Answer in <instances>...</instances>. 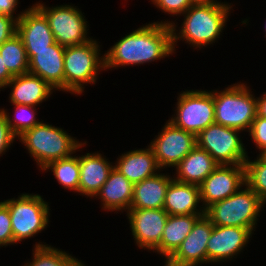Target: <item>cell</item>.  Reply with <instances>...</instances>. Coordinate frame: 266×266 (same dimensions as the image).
<instances>
[{
    "instance_id": "cell-1",
    "label": "cell",
    "mask_w": 266,
    "mask_h": 266,
    "mask_svg": "<svg viewBox=\"0 0 266 266\" xmlns=\"http://www.w3.org/2000/svg\"><path fill=\"white\" fill-rule=\"evenodd\" d=\"M174 51L170 24L165 21L149 23L122 37L104 54L105 69L149 63L172 55Z\"/></svg>"
},
{
    "instance_id": "cell-2",
    "label": "cell",
    "mask_w": 266,
    "mask_h": 266,
    "mask_svg": "<svg viewBox=\"0 0 266 266\" xmlns=\"http://www.w3.org/2000/svg\"><path fill=\"white\" fill-rule=\"evenodd\" d=\"M232 6L222 3H197L193 4L184 14L182 30L176 33L175 23L170 21L172 30V46L175 49L177 39L185 40L187 43L196 47L207 46L220 36L228 14ZM179 34V35H178Z\"/></svg>"
},
{
    "instance_id": "cell-3",
    "label": "cell",
    "mask_w": 266,
    "mask_h": 266,
    "mask_svg": "<svg viewBox=\"0 0 266 266\" xmlns=\"http://www.w3.org/2000/svg\"><path fill=\"white\" fill-rule=\"evenodd\" d=\"M27 150L43 170L49 163L72 156L86 144L76 141L61 128L43 123L24 131L19 137ZM81 143V144H80Z\"/></svg>"
},
{
    "instance_id": "cell-4",
    "label": "cell",
    "mask_w": 266,
    "mask_h": 266,
    "mask_svg": "<svg viewBox=\"0 0 266 266\" xmlns=\"http://www.w3.org/2000/svg\"><path fill=\"white\" fill-rule=\"evenodd\" d=\"M245 186L246 189H240L205 209V216L213 225L255 229L264 203L247 184Z\"/></svg>"
},
{
    "instance_id": "cell-5",
    "label": "cell",
    "mask_w": 266,
    "mask_h": 266,
    "mask_svg": "<svg viewBox=\"0 0 266 266\" xmlns=\"http://www.w3.org/2000/svg\"><path fill=\"white\" fill-rule=\"evenodd\" d=\"M249 87L234 84L223 91H211L214 101L215 123L249 132L257 115V99Z\"/></svg>"
},
{
    "instance_id": "cell-6",
    "label": "cell",
    "mask_w": 266,
    "mask_h": 266,
    "mask_svg": "<svg viewBox=\"0 0 266 266\" xmlns=\"http://www.w3.org/2000/svg\"><path fill=\"white\" fill-rule=\"evenodd\" d=\"M96 40L65 47L64 52V92L80 94L83 84L96 82L99 69H105V57L100 55Z\"/></svg>"
},
{
    "instance_id": "cell-7",
    "label": "cell",
    "mask_w": 266,
    "mask_h": 266,
    "mask_svg": "<svg viewBox=\"0 0 266 266\" xmlns=\"http://www.w3.org/2000/svg\"><path fill=\"white\" fill-rule=\"evenodd\" d=\"M3 202L9 209L15 243L35 236L47 227L50 209L40 195L22 194L18 199Z\"/></svg>"
},
{
    "instance_id": "cell-8",
    "label": "cell",
    "mask_w": 266,
    "mask_h": 266,
    "mask_svg": "<svg viewBox=\"0 0 266 266\" xmlns=\"http://www.w3.org/2000/svg\"><path fill=\"white\" fill-rule=\"evenodd\" d=\"M240 131L213 123L196 135L197 146L207 151L219 165L245 164L248 156Z\"/></svg>"
},
{
    "instance_id": "cell-9",
    "label": "cell",
    "mask_w": 266,
    "mask_h": 266,
    "mask_svg": "<svg viewBox=\"0 0 266 266\" xmlns=\"http://www.w3.org/2000/svg\"><path fill=\"white\" fill-rule=\"evenodd\" d=\"M177 99L176 116L168 120L174 126L198 135L215 123L212 92L189 90L181 93Z\"/></svg>"
},
{
    "instance_id": "cell-10",
    "label": "cell",
    "mask_w": 266,
    "mask_h": 266,
    "mask_svg": "<svg viewBox=\"0 0 266 266\" xmlns=\"http://www.w3.org/2000/svg\"><path fill=\"white\" fill-rule=\"evenodd\" d=\"M35 6L47 18L55 42L64 47L81 45L91 40L87 35V21L79 9L71 5L47 8L43 3Z\"/></svg>"
},
{
    "instance_id": "cell-11",
    "label": "cell",
    "mask_w": 266,
    "mask_h": 266,
    "mask_svg": "<svg viewBox=\"0 0 266 266\" xmlns=\"http://www.w3.org/2000/svg\"><path fill=\"white\" fill-rule=\"evenodd\" d=\"M150 147L160 168L175 167L197 146L196 135L168 121ZM164 167V168H163Z\"/></svg>"
},
{
    "instance_id": "cell-12",
    "label": "cell",
    "mask_w": 266,
    "mask_h": 266,
    "mask_svg": "<svg viewBox=\"0 0 266 266\" xmlns=\"http://www.w3.org/2000/svg\"><path fill=\"white\" fill-rule=\"evenodd\" d=\"M245 165H218L199 185L201 201L206 209L224 200L245 186Z\"/></svg>"
},
{
    "instance_id": "cell-13",
    "label": "cell",
    "mask_w": 266,
    "mask_h": 266,
    "mask_svg": "<svg viewBox=\"0 0 266 266\" xmlns=\"http://www.w3.org/2000/svg\"><path fill=\"white\" fill-rule=\"evenodd\" d=\"M132 235L138 247L154 250L160 245L169 214L163 209L130 208L127 211Z\"/></svg>"
},
{
    "instance_id": "cell-14",
    "label": "cell",
    "mask_w": 266,
    "mask_h": 266,
    "mask_svg": "<svg viewBox=\"0 0 266 266\" xmlns=\"http://www.w3.org/2000/svg\"><path fill=\"white\" fill-rule=\"evenodd\" d=\"M252 233L249 228L214 225L206 247L207 263L230 260L243 250Z\"/></svg>"
},
{
    "instance_id": "cell-15",
    "label": "cell",
    "mask_w": 266,
    "mask_h": 266,
    "mask_svg": "<svg viewBox=\"0 0 266 266\" xmlns=\"http://www.w3.org/2000/svg\"><path fill=\"white\" fill-rule=\"evenodd\" d=\"M213 227L205 215L201 216L181 246L168 260L178 266H197L200 263H207L206 247Z\"/></svg>"
},
{
    "instance_id": "cell-16",
    "label": "cell",
    "mask_w": 266,
    "mask_h": 266,
    "mask_svg": "<svg viewBox=\"0 0 266 266\" xmlns=\"http://www.w3.org/2000/svg\"><path fill=\"white\" fill-rule=\"evenodd\" d=\"M65 47L57 42L42 51H26L29 73L41 77L53 89L64 91Z\"/></svg>"
},
{
    "instance_id": "cell-17",
    "label": "cell",
    "mask_w": 266,
    "mask_h": 266,
    "mask_svg": "<svg viewBox=\"0 0 266 266\" xmlns=\"http://www.w3.org/2000/svg\"><path fill=\"white\" fill-rule=\"evenodd\" d=\"M18 18L17 34L26 51H42L55 43L47 18L36 6L24 10Z\"/></svg>"
},
{
    "instance_id": "cell-18",
    "label": "cell",
    "mask_w": 266,
    "mask_h": 266,
    "mask_svg": "<svg viewBox=\"0 0 266 266\" xmlns=\"http://www.w3.org/2000/svg\"><path fill=\"white\" fill-rule=\"evenodd\" d=\"M199 185L184 183L172 178L166 191L163 209L169 215L205 214L197 209L200 203Z\"/></svg>"
},
{
    "instance_id": "cell-19",
    "label": "cell",
    "mask_w": 266,
    "mask_h": 266,
    "mask_svg": "<svg viewBox=\"0 0 266 266\" xmlns=\"http://www.w3.org/2000/svg\"><path fill=\"white\" fill-rule=\"evenodd\" d=\"M13 87L10 93L12 104H22L28 106H37L47 99L53 88L41 77L25 73L14 76L6 87Z\"/></svg>"
},
{
    "instance_id": "cell-20",
    "label": "cell",
    "mask_w": 266,
    "mask_h": 266,
    "mask_svg": "<svg viewBox=\"0 0 266 266\" xmlns=\"http://www.w3.org/2000/svg\"><path fill=\"white\" fill-rule=\"evenodd\" d=\"M100 153H87L79 156V193L94 197L106 182L114 166Z\"/></svg>"
},
{
    "instance_id": "cell-21",
    "label": "cell",
    "mask_w": 266,
    "mask_h": 266,
    "mask_svg": "<svg viewBox=\"0 0 266 266\" xmlns=\"http://www.w3.org/2000/svg\"><path fill=\"white\" fill-rule=\"evenodd\" d=\"M114 168L133 184L155 176L161 169L150 146L122 154Z\"/></svg>"
},
{
    "instance_id": "cell-22",
    "label": "cell",
    "mask_w": 266,
    "mask_h": 266,
    "mask_svg": "<svg viewBox=\"0 0 266 266\" xmlns=\"http://www.w3.org/2000/svg\"><path fill=\"white\" fill-rule=\"evenodd\" d=\"M134 184L131 183L123 174L113 167L109 176L95 195L101 198L103 209L119 211L130 209L133 198Z\"/></svg>"
},
{
    "instance_id": "cell-23",
    "label": "cell",
    "mask_w": 266,
    "mask_h": 266,
    "mask_svg": "<svg viewBox=\"0 0 266 266\" xmlns=\"http://www.w3.org/2000/svg\"><path fill=\"white\" fill-rule=\"evenodd\" d=\"M219 164L204 149L196 146L175 167V180L200 185Z\"/></svg>"
},
{
    "instance_id": "cell-24",
    "label": "cell",
    "mask_w": 266,
    "mask_h": 266,
    "mask_svg": "<svg viewBox=\"0 0 266 266\" xmlns=\"http://www.w3.org/2000/svg\"><path fill=\"white\" fill-rule=\"evenodd\" d=\"M172 181L168 175L156 174L134 184L130 208L161 209L164 206L166 191Z\"/></svg>"
},
{
    "instance_id": "cell-25",
    "label": "cell",
    "mask_w": 266,
    "mask_h": 266,
    "mask_svg": "<svg viewBox=\"0 0 266 266\" xmlns=\"http://www.w3.org/2000/svg\"><path fill=\"white\" fill-rule=\"evenodd\" d=\"M205 214L169 215L157 253L169 259L191 232L195 222Z\"/></svg>"
},
{
    "instance_id": "cell-26",
    "label": "cell",
    "mask_w": 266,
    "mask_h": 266,
    "mask_svg": "<svg viewBox=\"0 0 266 266\" xmlns=\"http://www.w3.org/2000/svg\"><path fill=\"white\" fill-rule=\"evenodd\" d=\"M0 55L8 71L13 75L29 72V60L21 37L16 33L0 46Z\"/></svg>"
},
{
    "instance_id": "cell-27",
    "label": "cell",
    "mask_w": 266,
    "mask_h": 266,
    "mask_svg": "<svg viewBox=\"0 0 266 266\" xmlns=\"http://www.w3.org/2000/svg\"><path fill=\"white\" fill-rule=\"evenodd\" d=\"M51 169L57 181L65 188L79 192V157L69 156L49 163L43 170Z\"/></svg>"
},
{
    "instance_id": "cell-28",
    "label": "cell",
    "mask_w": 266,
    "mask_h": 266,
    "mask_svg": "<svg viewBox=\"0 0 266 266\" xmlns=\"http://www.w3.org/2000/svg\"><path fill=\"white\" fill-rule=\"evenodd\" d=\"M33 261L24 266H84L80 260L48 245L34 246Z\"/></svg>"
},
{
    "instance_id": "cell-29",
    "label": "cell",
    "mask_w": 266,
    "mask_h": 266,
    "mask_svg": "<svg viewBox=\"0 0 266 266\" xmlns=\"http://www.w3.org/2000/svg\"><path fill=\"white\" fill-rule=\"evenodd\" d=\"M245 181L246 184L266 203V159L259 154V157L250 161L245 160Z\"/></svg>"
},
{
    "instance_id": "cell-30",
    "label": "cell",
    "mask_w": 266,
    "mask_h": 266,
    "mask_svg": "<svg viewBox=\"0 0 266 266\" xmlns=\"http://www.w3.org/2000/svg\"><path fill=\"white\" fill-rule=\"evenodd\" d=\"M14 105L16 108L15 112L16 117L14 118V120L10 118L9 113H7L6 110L2 109L1 111L3 112L12 132L17 137H19L24 131L34 127L40 122L39 120L38 121L36 120L35 116L36 110H34L35 106H28L22 104H14Z\"/></svg>"
},
{
    "instance_id": "cell-31",
    "label": "cell",
    "mask_w": 266,
    "mask_h": 266,
    "mask_svg": "<svg viewBox=\"0 0 266 266\" xmlns=\"http://www.w3.org/2000/svg\"><path fill=\"white\" fill-rule=\"evenodd\" d=\"M15 244L8 206L0 202V246Z\"/></svg>"
},
{
    "instance_id": "cell-32",
    "label": "cell",
    "mask_w": 266,
    "mask_h": 266,
    "mask_svg": "<svg viewBox=\"0 0 266 266\" xmlns=\"http://www.w3.org/2000/svg\"><path fill=\"white\" fill-rule=\"evenodd\" d=\"M249 133L256 147L260 149V154L266 151V118L256 115Z\"/></svg>"
},
{
    "instance_id": "cell-33",
    "label": "cell",
    "mask_w": 266,
    "mask_h": 266,
    "mask_svg": "<svg viewBox=\"0 0 266 266\" xmlns=\"http://www.w3.org/2000/svg\"><path fill=\"white\" fill-rule=\"evenodd\" d=\"M157 8L172 15L183 14L193 5V0H151Z\"/></svg>"
},
{
    "instance_id": "cell-34",
    "label": "cell",
    "mask_w": 266,
    "mask_h": 266,
    "mask_svg": "<svg viewBox=\"0 0 266 266\" xmlns=\"http://www.w3.org/2000/svg\"><path fill=\"white\" fill-rule=\"evenodd\" d=\"M19 16L21 14H18L16 18L0 14V46L17 33V20Z\"/></svg>"
},
{
    "instance_id": "cell-35",
    "label": "cell",
    "mask_w": 266,
    "mask_h": 266,
    "mask_svg": "<svg viewBox=\"0 0 266 266\" xmlns=\"http://www.w3.org/2000/svg\"><path fill=\"white\" fill-rule=\"evenodd\" d=\"M17 137L11 130L7 120L0 109V155L6 152Z\"/></svg>"
},
{
    "instance_id": "cell-36",
    "label": "cell",
    "mask_w": 266,
    "mask_h": 266,
    "mask_svg": "<svg viewBox=\"0 0 266 266\" xmlns=\"http://www.w3.org/2000/svg\"><path fill=\"white\" fill-rule=\"evenodd\" d=\"M18 5V0H0V14H5L14 17L15 7Z\"/></svg>"
},
{
    "instance_id": "cell-37",
    "label": "cell",
    "mask_w": 266,
    "mask_h": 266,
    "mask_svg": "<svg viewBox=\"0 0 266 266\" xmlns=\"http://www.w3.org/2000/svg\"><path fill=\"white\" fill-rule=\"evenodd\" d=\"M13 77L14 76L8 71L3 58L0 55V88L3 87L4 89Z\"/></svg>"
},
{
    "instance_id": "cell-38",
    "label": "cell",
    "mask_w": 266,
    "mask_h": 266,
    "mask_svg": "<svg viewBox=\"0 0 266 266\" xmlns=\"http://www.w3.org/2000/svg\"><path fill=\"white\" fill-rule=\"evenodd\" d=\"M257 115L266 118V93L257 98Z\"/></svg>"
},
{
    "instance_id": "cell-39",
    "label": "cell",
    "mask_w": 266,
    "mask_h": 266,
    "mask_svg": "<svg viewBox=\"0 0 266 266\" xmlns=\"http://www.w3.org/2000/svg\"><path fill=\"white\" fill-rule=\"evenodd\" d=\"M196 4L197 3H220L217 0H193Z\"/></svg>"
},
{
    "instance_id": "cell-40",
    "label": "cell",
    "mask_w": 266,
    "mask_h": 266,
    "mask_svg": "<svg viewBox=\"0 0 266 266\" xmlns=\"http://www.w3.org/2000/svg\"><path fill=\"white\" fill-rule=\"evenodd\" d=\"M166 264L164 266H178L176 264H172L168 259H166Z\"/></svg>"
},
{
    "instance_id": "cell-41",
    "label": "cell",
    "mask_w": 266,
    "mask_h": 266,
    "mask_svg": "<svg viewBox=\"0 0 266 266\" xmlns=\"http://www.w3.org/2000/svg\"><path fill=\"white\" fill-rule=\"evenodd\" d=\"M266 159V151L261 154Z\"/></svg>"
}]
</instances>
